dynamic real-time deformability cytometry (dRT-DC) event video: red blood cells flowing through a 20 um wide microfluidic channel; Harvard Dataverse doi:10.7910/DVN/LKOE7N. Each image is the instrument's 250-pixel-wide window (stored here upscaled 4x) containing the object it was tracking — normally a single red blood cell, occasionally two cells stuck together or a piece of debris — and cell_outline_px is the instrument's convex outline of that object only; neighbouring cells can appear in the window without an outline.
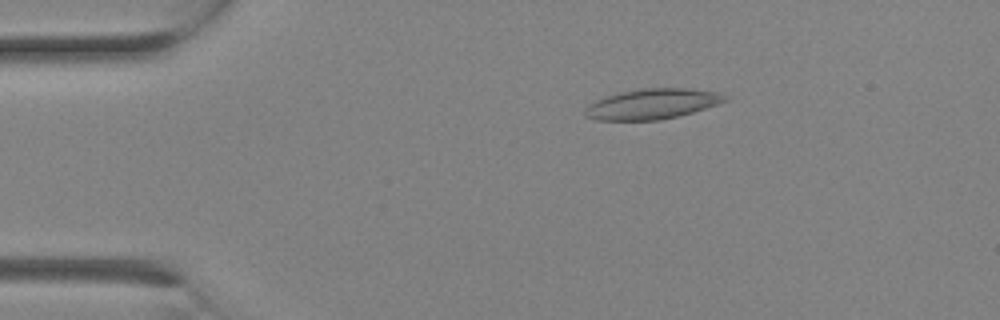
{"species": "Egyptian fruit bat (a non-hibernating species)", "species_latin": "Rousettus aegyptiacus", "temperature_condition": "room temperature", "stored_images_in_passage": 11, "camera_frame_rate_fps": 3000, "um_per_image_px": 0.085, "animal": {"sex": "female"}, "frame": {"image": 1, "passage_image": 5, "time_ms": 1.333, "image_size_px": [1000, 320], "cell_outline_px": [[728, 100], [720, 104], [680, 116], [660, 120], [596, 120], [584, 116], [584, 108], [588, 104], [596, 100], [620, 92], [640, 88], [688, 88], [716, 92], [728, 96]], "centroid_in_image_um": [55.45, 8.84], "position_along_channel_um": 29.6, "area_um2": 24.97}}
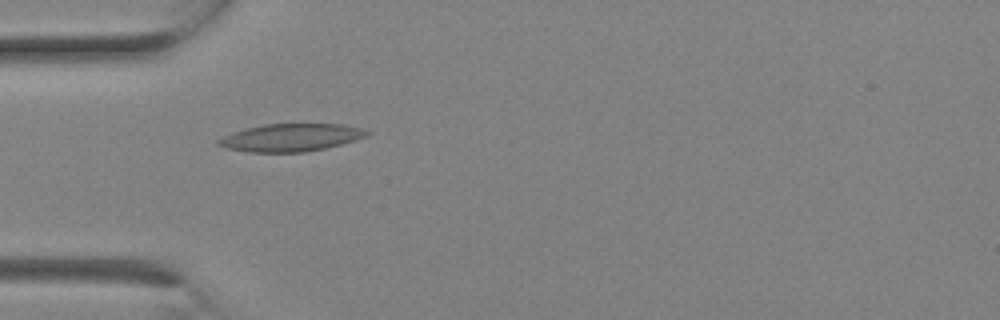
{"frame": {"image": 2, "passage_image": 8, "time_ms": 2.333, "image_size_px": [1000, 320], "cell_outline_px": [[372, 132], [368, 136], [356, 140], [324, 148], [304, 152], [248, 152], [224, 148], [216, 144], [216, 140], [224, 136], [248, 128], [264, 124], [344, 124], [360, 128]], "centroid_in_image_um": [24.74, 11.69], "position_along_channel_um": 60.3, "area_um2": 23.81}}
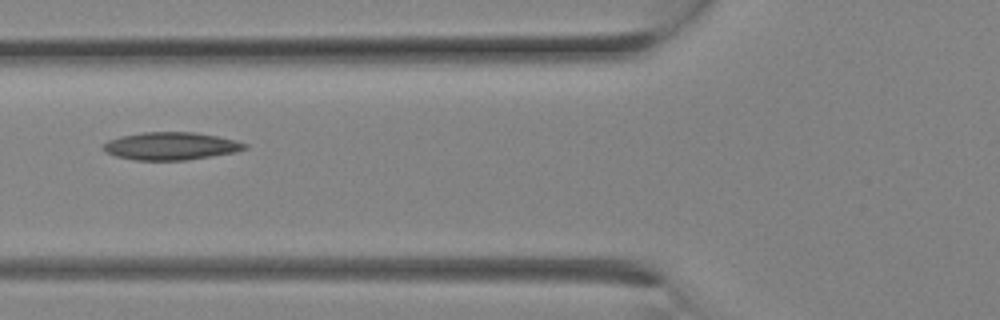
{"frame": {"image": 3, "passage_image": 10, "time_ms": 3.0, "image_size_px": [1000, 320], "cell_outline_px": [[248, 148], [236, 152], [184, 160], [136, 160], [116, 156], [104, 152], [100, 148], [108, 140], [120, 136], [144, 132], [192, 132], [216, 136], [236, 140], [248, 144]], "centroid_in_image_um": [14.5, 12.41], "position_along_channel_um": 111.3, "area_um2": 22.83}}